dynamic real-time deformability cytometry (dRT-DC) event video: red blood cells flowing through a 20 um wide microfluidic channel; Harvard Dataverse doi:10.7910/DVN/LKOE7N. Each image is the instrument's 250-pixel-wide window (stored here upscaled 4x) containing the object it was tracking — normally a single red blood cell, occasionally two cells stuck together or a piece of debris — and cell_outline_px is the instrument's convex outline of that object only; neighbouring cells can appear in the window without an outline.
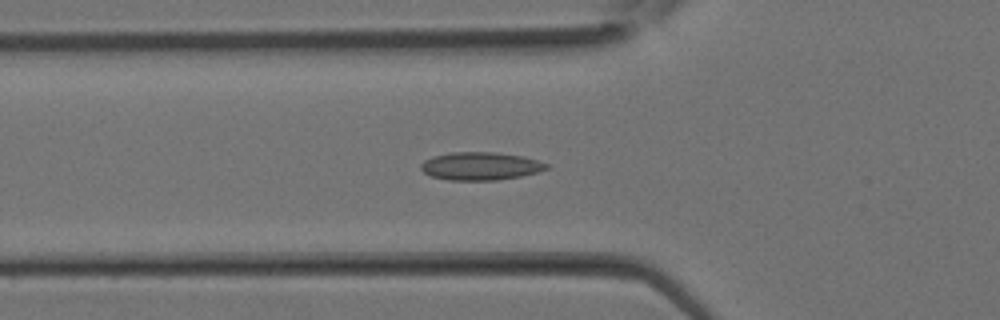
{"species": "Egyptian fruit bat (a non-hibernating species)", "species_latin": "Rousettus aegyptiacus", "temperature_condition": "room temperature", "stored_images_in_passage": 33, "camera_frame_rate_fps": 3000, "um_per_image_px": 0.085, "animal": {"sex": "female"}, "frame": {"image": 1, "passage_image": 11, "time_ms": 3.333, "image_size_px": [1000, 320], "cell_outline_px": [[548, 168], [536, 172], [520, 176], [496, 180], [448, 180], [432, 176], [424, 172], [420, 168], [420, 164], [424, 160], [432, 156], [452, 152], [492, 152], [524, 156], [548, 164]], "centroid_in_image_um": [40.8, 14.11], "position_along_channel_um": 85.0, "area_um2": 20.35}}
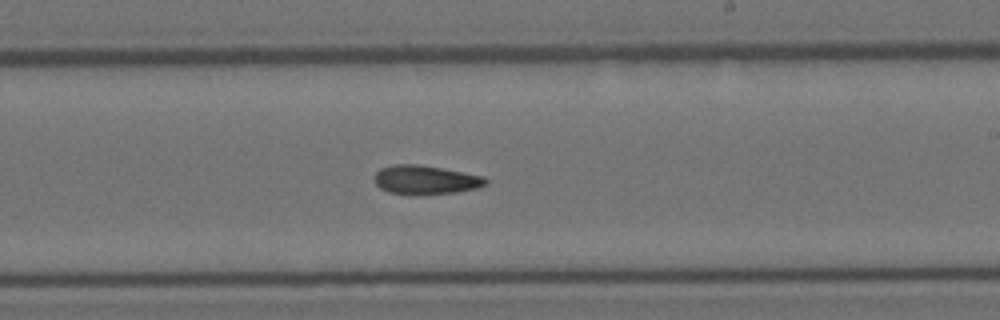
{"frame": {"image": 2, "passage_image": 19, "time_ms": 6.0, "image_size_px": [1000, 320], "cell_outline_px": [[488, 184], [476, 188], [456, 192], [416, 196], [388, 192], [380, 188], [376, 184], [376, 172], [380, 168], [392, 164], [416, 164], [440, 168], [484, 176], [488, 180]], "centroid_in_image_um": [36.16, 15.3], "position_along_channel_um": 252.8, "area_um2": 18.9}}
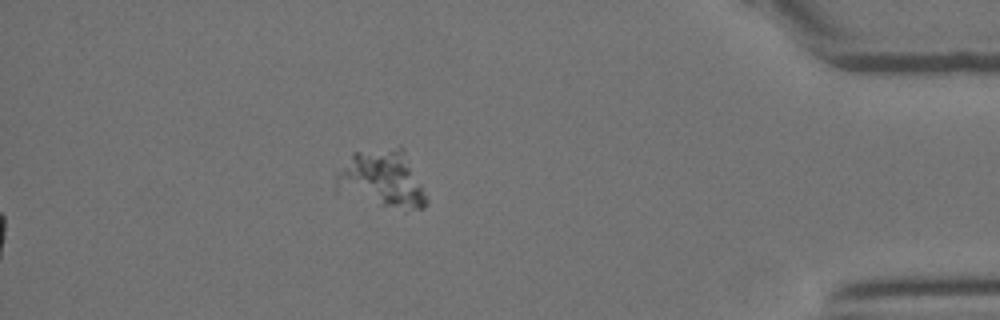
{"frame": {"image": 3, "passage_image": 33, "time_ms": 10.667, "image_size_px": [1000, 320], "cell_outline_px": [[428, 200], [424, 208], [416, 208], [380, 204], [336, 192], [336, 172], [352, 152], [400, 144], [404, 148]], "centroid_in_image_um": [32.43, 15.11], "position_along_channel_um": 402.8, "area_um2": 30.0}}